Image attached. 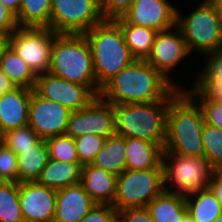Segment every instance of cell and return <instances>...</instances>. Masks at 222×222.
Returning a JSON list of instances; mask_svg holds the SVG:
<instances>
[{
	"instance_id": "cell-1",
	"label": "cell",
	"mask_w": 222,
	"mask_h": 222,
	"mask_svg": "<svg viewBox=\"0 0 222 222\" xmlns=\"http://www.w3.org/2000/svg\"><path fill=\"white\" fill-rule=\"evenodd\" d=\"M180 90L146 60L135 59L101 89L100 96L113 105L150 103L173 98Z\"/></svg>"
},
{
	"instance_id": "cell-2",
	"label": "cell",
	"mask_w": 222,
	"mask_h": 222,
	"mask_svg": "<svg viewBox=\"0 0 222 222\" xmlns=\"http://www.w3.org/2000/svg\"><path fill=\"white\" fill-rule=\"evenodd\" d=\"M205 118L199 103L180 90L169 102L163 152L204 157L202 132Z\"/></svg>"
},
{
	"instance_id": "cell-3",
	"label": "cell",
	"mask_w": 222,
	"mask_h": 222,
	"mask_svg": "<svg viewBox=\"0 0 222 222\" xmlns=\"http://www.w3.org/2000/svg\"><path fill=\"white\" fill-rule=\"evenodd\" d=\"M84 35L91 49L97 86L102 89L135 58L113 19H105Z\"/></svg>"
},
{
	"instance_id": "cell-4",
	"label": "cell",
	"mask_w": 222,
	"mask_h": 222,
	"mask_svg": "<svg viewBox=\"0 0 222 222\" xmlns=\"http://www.w3.org/2000/svg\"><path fill=\"white\" fill-rule=\"evenodd\" d=\"M48 72L87 86L96 96H100L91 49L84 34H55Z\"/></svg>"
},
{
	"instance_id": "cell-5",
	"label": "cell",
	"mask_w": 222,
	"mask_h": 222,
	"mask_svg": "<svg viewBox=\"0 0 222 222\" xmlns=\"http://www.w3.org/2000/svg\"><path fill=\"white\" fill-rule=\"evenodd\" d=\"M171 99L113 105L116 114V134L146 140L164 147L167 108Z\"/></svg>"
},
{
	"instance_id": "cell-6",
	"label": "cell",
	"mask_w": 222,
	"mask_h": 222,
	"mask_svg": "<svg viewBox=\"0 0 222 222\" xmlns=\"http://www.w3.org/2000/svg\"><path fill=\"white\" fill-rule=\"evenodd\" d=\"M196 5L186 15L178 8L177 26L189 52L199 54L198 58L222 49V12L210 0H201Z\"/></svg>"
},
{
	"instance_id": "cell-7",
	"label": "cell",
	"mask_w": 222,
	"mask_h": 222,
	"mask_svg": "<svg viewBox=\"0 0 222 222\" xmlns=\"http://www.w3.org/2000/svg\"><path fill=\"white\" fill-rule=\"evenodd\" d=\"M163 190L181 196L208 189L213 167L204 157L162 154Z\"/></svg>"
},
{
	"instance_id": "cell-8",
	"label": "cell",
	"mask_w": 222,
	"mask_h": 222,
	"mask_svg": "<svg viewBox=\"0 0 222 222\" xmlns=\"http://www.w3.org/2000/svg\"><path fill=\"white\" fill-rule=\"evenodd\" d=\"M163 191V168L126 169L117 176L112 206L116 210L143 208Z\"/></svg>"
},
{
	"instance_id": "cell-9",
	"label": "cell",
	"mask_w": 222,
	"mask_h": 222,
	"mask_svg": "<svg viewBox=\"0 0 222 222\" xmlns=\"http://www.w3.org/2000/svg\"><path fill=\"white\" fill-rule=\"evenodd\" d=\"M104 20L100 0H52L50 29L57 34H84Z\"/></svg>"
},
{
	"instance_id": "cell-10",
	"label": "cell",
	"mask_w": 222,
	"mask_h": 222,
	"mask_svg": "<svg viewBox=\"0 0 222 222\" xmlns=\"http://www.w3.org/2000/svg\"><path fill=\"white\" fill-rule=\"evenodd\" d=\"M55 32L48 27H18L9 45L38 76L49 71Z\"/></svg>"
},
{
	"instance_id": "cell-11",
	"label": "cell",
	"mask_w": 222,
	"mask_h": 222,
	"mask_svg": "<svg viewBox=\"0 0 222 222\" xmlns=\"http://www.w3.org/2000/svg\"><path fill=\"white\" fill-rule=\"evenodd\" d=\"M189 56H191V53L187 48L183 34L180 28L175 25L157 33L151 53L146 61L176 88L185 90L187 86L184 84V87L182 83L176 82L171 74L174 73L172 71L179 69V66L188 60Z\"/></svg>"
},
{
	"instance_id": "cell-12",
	"label": "cell",
	"mask_w": 222,
	"mask_h": 222,
	"mask_svg": "<svg viewBox=\"0 0 222 222\" xmlns=\"http://www.w3.org/2000/svg\"><path fill=\"white\" fill-rule=\"evenodd\" d=\"M65 134L73 138L87 134L105 138L116 135V114L113 104L97 96L85 108L72 111Z\"/></svg>"
},
{
	"instance_id": "cell-13",
	"label": "cell",
	"mask_w": 222,
	"mask_h": 222,
	"mask_svg": "<svg viewBox=\"0 0 222 222\" xmlns=\"http://www.w3.org/2000/svg\"><path fill=\"white\" fill-rule=\"evenodd\" d=\"M71 112L68 107L43 98L33 89L28 125L43 139L63 135Z\"/></svg>"
},
{
	"instance_id": "cell-14",
	"label": "cell",
	"mask_w": 222,
	"mask_h": 222,
	"mask_svg": "<svg viewBox=\"0 0 222 222\" xmlns=\"http://www.w3.org/2000/svg\"><path fill=\"white\" fill-rule=\"evenodd\" d=\"M34 90L43 98L66 106L71 111L85 108L97 97L87 86L70 82L49 72L38 75Z\"/></svg>"
},
{
	"instance_id": "cell-15",
	"label": "cell",
	"mask_w": 222,
	"mask_h": 222,
	"mask_svg": "<svg viewBox=\"0 0 222 222\" xmlns=\"http://www.w3.org/2000/svg\"><path fill=\"white\" fill-rule=\"evenodd\" d=\"M177 4L169 0H134L121 16L127 23L163 31L177 25Z\"/></svg>"
},
{
	"instance_id": "cell-16",
	"label": "cell",
	"mask_w": 222,
	"mask_h": 222,
	"mask_svg": "<svg viewBox=\"0 0 222 222\" xmlns=\"http://www.w3.org/2000/svg\"><path fill=\"white\" fill-rule=\"evenodd\" d=\"M20 207L24 222H53L56 190L33 182L19 183Z\"/></svg>"
},
{
	"instance_id": "cell-17",
	"label": "cell",
	"mask_w": 222,
	"mask_h": 222,
	"mask_svg": "<svg viewBox=\"0 0 222 222\" xmlns=\"http://www.w3.org/2000/svg\"><path fill=\"white\" fill-rule=\"evenodd\" d=\"M95 204L80 183L58 189L53 222H79Z\"/></svg>"
},
{
	"instance_id": "cell-18",
	"label": "cell",
	"mask_w": 222,
	"mask_h": 222,
	"mask_svg": "<svg viewBox=\"0 0 222 222\" xmlns=\"http://www.w3.org/2000/svg\"><path fill=\"white\" fill-rule=\"evenodd\" d=\"M32 92L31 88L16 87L0 96V130L3 134L28 125Z\"/></svg>"
},
{
	"instance_id": "cell-19",
	"label": "cell",
	"mask_w": 222,
	"mask_h": 222,
	"mask_svg": "<svg viewBox=\"0 0 222 222\" xmlns=\"http://www.w3.org/2000/svg\"><path fill=\"white\" fill-rule=\"evenodd\" d=\"M80 184L96 204L112 205L117 186V175L91 164L82 166Z\"/></svg>"
},
{
	"instance_id": "cell-20",
	"label": "cell",
	"mask_w": 222,
	"mask_h": 222,
	"mask_svg": "<svg viewBox=\"0 0 222 222\" xmlns=\"http://www.w3.org/2000/svg\"><path fill=\"white\" fill-rule=\"evenodd\" d=\"M126 169L147 170L162 167L164 147L146 140L125 137Z\"/></svg>"
},
{
	"instance_id": "cell-21",
	"label": "cell",
	"mask_w": 222,
	"mask_h": 222,
	"mask_svg": "<svg viewBox=\"0 0 222 222\" xmlns=\"http://www.w3.org/2000/svg\"><path fill=\"white\" fill-rule=\"evenodd\" d=\"M82 166L80 162H63L49 158L36 182L55 190L79 184Z\"/></svg>"
},
{
	"instance_id": "cell-22",
	"label": "cell",
	"mask_w": 222,
	"mask_h": 222,
	"mask_svg": "<svg viewBox=\"0 0 222 222\" xmlns=\"http://www.w3.org/2000/svg\"><path fill=\"white\" fill-rule=\"evenodd\" d=\"M48 160L46 139L40 138L32 147L23 149L17 154L18 183L36 181Z\"/></svg>"
},
{
	"instance_id": "cell-23",
	"label": "cell",
	"mask_w": 222,
	"mask_h": 222,
	"mask_svg": "<svg viewBox=\"0 0 222 222\" xmlns=\"http://www.w3.org/2000/svg\"><path fill=\"white\" fill-rule=\"evenodd\" d=\"M113 20L120 26L131 55L135 59L146 60L158 32L148 27L129 24L122 17Z\"/></svg>"
},
{
	"instance_id": "cell-24",
	"label": "cell",
	"mask_w": 222,
	"mask_h": 222,
	"mask_svg": "<svg viewBox=\"0 0 222 222\" xmlns=\"http://www.w3.org/2000/svg\"><path fill=\"white\" fill-rule=\"evenodd\" d=\"M154 222H181L188 214L185 197L163 191L147 206Z\"/></svg>"
},
{
	"instance_id": "cell-25",
	"label": "cell",
	"mask_w": 222,
	"mask_h": 222,
	"mask_svg": "<svg viewBox=\"0 0 222 222\" xmlns=\"http://www.w3.org/2000/svg\"><path fill=\"white\" fill-rule=\"evenodd\" d=\"M91 165L117 176L122 174L126 170L125 137L116 134L106 138Z\"/></svg>"
},
{
	"instance_id": "cell-26",
	"label": "cell",
	"mask_w": 222,
	"mask_h": 222,
	"mask_svg": "<svg viewBox=\"0 0 222 222\" xmlns=\"http://www.w3.org/2000/svg\"><path fill=\"white\" fill-rule=\"evenodd\" d=\"M0 68L16 87L35 88L38 76L10 45L0 55Z\"/></svg>"
},
{
	"instance_id": "cell-27",
	"label": "cell",
	"mask_w": 222,
	"mask_h": 222,
	"mask_svg": "<svg viewBox=\"0 0 222 222\" xmlns=\"http://www.w3.org/2000/svg\"><path fill=\"white\" fill-rule=\"evenodd\" d=\"M185 201L194 222H214L222 214L221 203L209 188L186 196Z\"/></svg>"
},
{
	"instance_id": "cell-28",
	"label": "cell",
	"mask_w": 222,
	"mask_h": 222,
	"mask_svg": "<svg viewBox=\"0 0 222 222\" xmlns=\"http://www.w3.org/2000/svg\"><path fill=\"white\" fill-rule=\"evenodd\" d=\"M52 0H22L16 21L19 27L50 28Z\"/></svg>"
},
{
	"instance_id": "cell-29",
	"label": "cell",
	"mask_w": 222,
	"mask_h": 222,
	"mask_svg": "<svg viewBox=\"0 0 222 222\" xmlns=\"http://www.w3.org/2000/svg\"><path fill=\"white\" fill-rule=\"evenodd\" d=\"M0 222H24L18 182H0Z\"/></svg>"
},
{
	"instance_id": "cell-30",
	"label": "cell",
	"mask_w": 222,
	"mask_h": 222,
	"mask_svg": "<svg viewBox=\"0 0 222 222\" xmlns=\"http://www.w3.org/2000/svg\"><path fill=\"white\" fill-rule=\"evenodd\" d=\"M50 159L63 162H79L73 137L63 134L46 139Z\"/></svg>"
},
{
	"instance_id": "cell-31",
	"label": "cell",
	"mask_w": 222,
	"mask_h": 222,
	"mask_svg": "<svg viewBox=\"0 0 222 222\" xmlns=\"http://www.w3.org/2000/svg\"><path fill=\"white\" fill-rule=\"evenodd\" d=\"M204 158L214 167L222 161V130L205 123L202 132Z\"/></svg>"
},
{
	"instance_id": "cell-32",
	"label": "cell",
	"mask_w": 222,
	"mask_h": 222,
	"mask_svg": "<svg viewBox=\"0 0 222 222\" xmlns=\"http://www.w3.org/2000/svg\"><path fill=\"white\" fill-rule=\"evenodd\" d=\"M39 139V135L29 125L8 130L3 134V143L10 147L16 155L23 149L32 147Z\"/></svg>"
},
{
	"instance_id": "cell-33",
	"label": "cell",
	"mask_w": 222,
	"mask_h": 222,
	"mask_svg": "<svg viewBox=\"0 0 222 222\" xmlns=\"http://www.w3.org/2000/svg\"><path fill=\"white\" fill-rule=\"evenodd\" d=\"M79 162L82 165L91 164L97 153L103 148L105 137L87 134L74 138Z\"/></svg>"
},
{
	"instance_id": "cell-34",
	"label": "cell",
	"mask_w": 222,
	"mask_h": 222,
	"mask_svg": "<svg viewBox=\"0 0 222 222\" xmlns=\"http://www.w3.org/2000/svg\"><path fill=\"white\" fill-rule=\"evenodd\" d=\"M201 106L205 123L222 130V102L210 99L204 92H188Z\"/></svg>"
},
{
	"instance_id": "cell-35",
	"label": "cell",
	"mask_w": 222,
	"mask_h": 222,
	"mask_svg": "<svg viewBox=\"0 0 222 222\" xmlns=\"http://www.w3.org/2000/svg\"><path fill=\"white\" fill-rule=\"evenodd\" d=\"M0 182H18L17 155L3 142L0 143Z\"/></svg>"
},
{
	"instance_id": "cell-36",
	"label": "cell",
	"mask_w": 222,
	"mask_h": 222,
	"mask_svg": "<svg viewBox=\"0 0 222 222\" xmlns=\"http://www.w3.org/2000/svg\"><path fill=\"white\" fill-rule=\"evenodd\" d=\"M193 82H187L192 84L188 86L185 90L187 92H204L210 99L221 101L222 102V76L220 78H196Z\"/></svg>"
},
{
	"instance_id": "cell-37",
	"label": "cell",
	"mask_w": 222,
	"mask_h": 222,
	"mask_svg": "<svg viewBox=\"0 0 222 222\" xmlns=\"http://www.w3.org/2000/svg\"><path fill=\"white\" fill-rule=\"evenodd\" d=\"M204 66L194 74L196 78H220L222 76V49L203 56ZM206 59V60H205Z\"/></svg>"
},
{
	"instance_id": "cell-38",
	"label": "cell",
	"mask_w": 222,
	"mask_h": 222,
	"mask_svg": "<svg viewBox=\"0 0 222 222\" xmlns=\"http://www.w3.org/2000/svg\"><path fill=\"white\" fill-rule=\"evenodd\" d=\"M134 0H100L102 15L105 19L121 17L132 5Z\"/></svg>"
},
{
	"instance_id": "cell-39",
	"label": "cell",
	"mask_w": 222,
	"mask_h": 222,
	"mask_svg": "<svg viewBox=\"0 0 222 222\" xmlns=\"http://www.w3.org/2000/svg\"><path fill=\"white\" fill-rule=\"evenodd\" d=\"M116 209L108 204H95L79 222H115Z\"/></svg>"
},
{
	"instance_id": "cell-40",
	"label": "cell",
	"mask_w": 222,
	"mask_h": 222,
	"mask_svg": "<svg viewBox=\"0 0 222 222\" xmlns=\"http://www.w3.org/2000/svg\"><path fill=\"white\" fill-rule=\"evenodd\" d=\"M115 222H154L147 207L116 210Z\"/></svg>"
},
{
	"instance_id": "cell-41",
	"label": "cell",
	"mask_w": 222,
	"mask_h": 222,
	"mask_svg": "<svg viewBox=\"0 0 222 222\" xmlns=\"http://www.w3.org/2000/svg\"><path fill=\"white\" fill-rule=\"evenodd\" d=\"M18 27L16 16L0 2V31L10 36Z\"/></svg>"
},
{
	"instance_id": "cell-42",
	"label": "cell",
	"mask_w": 222,
	"mask_h": 222,
	"mask_svg": "<svg viewBox=\"0 0 222 222\" xmlns=\"http://www.w3.org/2000/svg\"><path fill=\"white\" fill-rule=\"evenodd\" d=\"M208 188L214 194V196L219 200L222 206V180L218 179L214 174H212Z\"/></svg>"
},
{
	"instance_id": "cell-43",
	"label": "cell",
	"mask_w": 222,
	"mask_h": 222,
	"mask_svg": "<svg viewBox=\"0 0 222 222\" xmlns=\"http://www.w3.org/2000/svg\"><path fill=\"white\" fill-rule=\"evenodd\" d=\"M16 86L13 82L2 72L0 68V96L6 92L12 91Z\"/></svg>"
},
{
	"instance_id": "cell-44",
	"label": "cell",
	"mask_w": 222,
	"mask_h": 222,
	"mask_svg": "<svg viewBox=\"0 0 222 222\" xmlns=\"http://www.w3.org/2000/svg\"><path fill=\"white\" fill-rule=\"evenodd\" d=\"M21 1L22 0H0V2L15 16L19 14Z\"/></svg>"
},
{
	"instance_id": "cell-45",
	"label": "cell",
	"mask_w": 222,
	"mask_h": 222,
	"mask_svg": "<svg viewBox=\"0 0 222 222\" xmlns=\"http://www.w3.org/2000/svg\"><path fill=\"white\" fill-rule=\"evenodd\" d=\"M8 45H9V36L6 33L0 31V55Z\"/></svg>"
},
{
	"instance_id": "cell-46",
	"label": "cell",
	"mask_w": 222,
	"mask_h": 222,
	"mask_svg": "<svg viewBox=\"0 0 222 222\" xmlns=\"http://www.w3.org/2000/svg\"><path fill=\"white\" fill-rule=\"evenodd\" d=\"M213 174L220 180H222V161L213 167Z\"/></svg>"
},
{
	"instance_id": "cell-47",
	"label": "cell",
	"mask_w": 222,
	"mask_h": 222,
	"mask_svg": "<svg viewBox=\"0 0 222 222\" xmlns=\"http://www.w3.org/2000/svg\"><path fill=\"white\" fill-rule=\"evenodd\" d=\"M222 12V0H210Z\"/></svg>"
},
{
	"instance_id": "cell-48",
	"label": "cell",
	"mask_w": 222,
	"mask_h": 222,
	"mask_svg": "<svg viewBox=\"0 0 222 222\" xmlns=\"http://www.w3.org/2000/svg\"><path fill=\"white\" fill-rule=\"evenodd\" d=\"M181 222H194L192 218L187 214Z\"/></svg>"
},
{
	"instance_id": "cell-49",
	"label": "cell",
	"mask_w": 222,
	"mask_h": 222,
	"mask_svg": "<svg viewBox=\"0 0 222 222\" xmlns=\"http://www.w3.org/2000/svg\"><path fill=\"white\" fill-rule=\"evenodd\" d=\"M214 222H222V214Z\"/></svg>"
},
{
	"instance_id": "cell-50",
	"label": "cell",
	"mask_w": 222,
	"mask_h": 222,
	"mask_svg": "<svg viewBox=\"0 0 222 222\" xmlns=\"http://www.w3.org/2000/svg\"><path fill=\"white\" fill-rule=\"evenodd\" d=\"M3 142V133L0 130V143Z\"/></svg>"
}]
</instances>
